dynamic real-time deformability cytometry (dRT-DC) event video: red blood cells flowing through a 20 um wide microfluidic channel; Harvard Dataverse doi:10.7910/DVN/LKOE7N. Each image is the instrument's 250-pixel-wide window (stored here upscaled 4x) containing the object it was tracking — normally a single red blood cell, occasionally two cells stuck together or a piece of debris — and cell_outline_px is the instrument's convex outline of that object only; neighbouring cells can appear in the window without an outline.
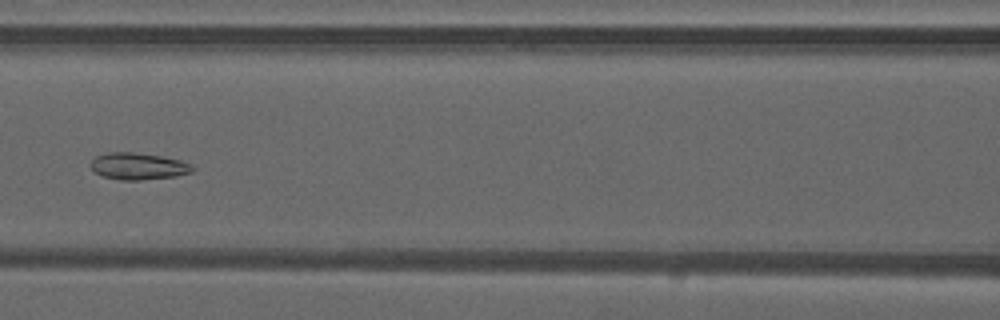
{"species": "common noctule bat (a hibernating species)", "species_latin": "Nyctalus noctula", "temperature_condition": "warm", "stored_images_in_passage": 50, "camera_frame_rate_fps": 3000, "um_per_image_px": 0.085, "animal": {"sex": "male", "forearm_length_mm": 52.5}, "frame": {"image": 1, "passage_image": 23, "time_ms": 7.333, "image_size_px": [1000, 320], "cell_outline_px": [[196, 168], [192, 172], [176, 176], [140, 180], [120, 180], [104, 176], [96, 172], [88, 164], [96, 156], [108, 152], [132, 152], [160, 156], [180, 160], [192, 164]], "centroid_in_image_um": [11.77, 14.13], "position_along_channel_um": 154.8, "area_um2": 15.9}}
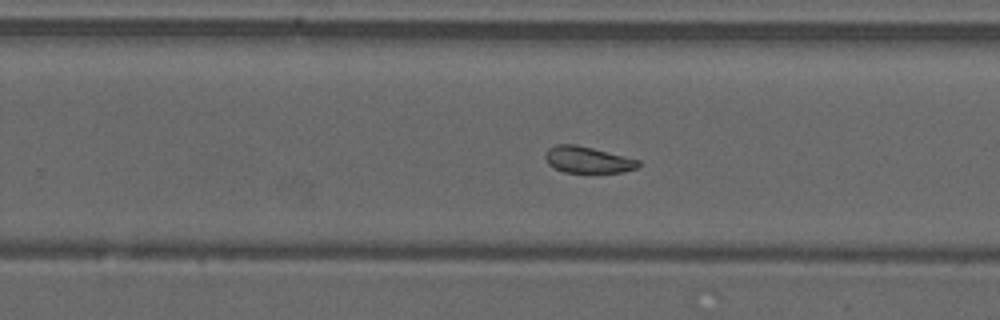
{"frame": {"image": 2, "passage_image": 32, "time_ms": 10.333, "image_size_px": [1000, 320], "cell_outline_px": [[640, 164], [636, 168], [624, 172], [564, 172], [548, 164], [544, 156], [544, 152], [548, 148], [556, 144], [576, 144], [640, 160]], "centroid_in_image_um": [49.92, 13.57], "position_along_channel_um": 279.9, "area_um2": 14.28}}
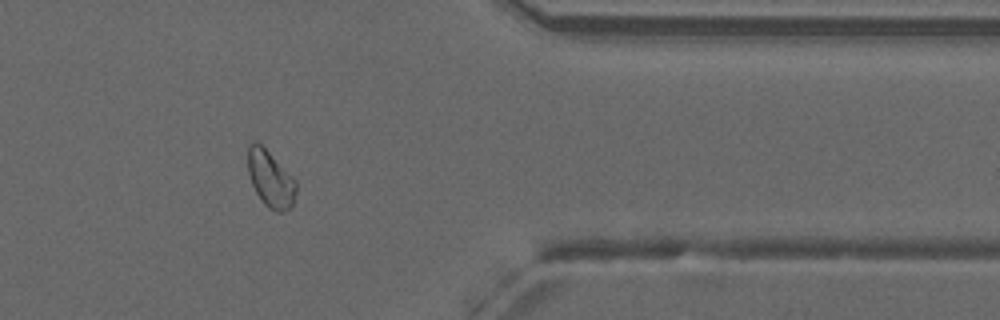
{"frame": {"image": 3, "passage_image": 41, "time_ms": 13.333, "image_size_px": [1000, 320], "cell_outline_px": [[296, 192], [292, 204], [284, 212], [276, 212], [268, 208], [264, 204], [256, 192], [252, 184], [248, 172], [248, 144], [252, 140], [256, 140], [296, 180]], "centroid_in_image_um": [22.97, 15.21], "position_along_channel_um": 388.4, "area_um2": 15.72}, "authors_computed_cell_mechanics": {"area_um2": 17.3978, "velocity_mm_per_s": 4.1804, "shape_relaxation_time_tau1_ms": null, "shape_relaxation_time_tau2_ms": 1.7303, "deformation_change_tau1": null, "deformation_change_tau2": 0.0659}}